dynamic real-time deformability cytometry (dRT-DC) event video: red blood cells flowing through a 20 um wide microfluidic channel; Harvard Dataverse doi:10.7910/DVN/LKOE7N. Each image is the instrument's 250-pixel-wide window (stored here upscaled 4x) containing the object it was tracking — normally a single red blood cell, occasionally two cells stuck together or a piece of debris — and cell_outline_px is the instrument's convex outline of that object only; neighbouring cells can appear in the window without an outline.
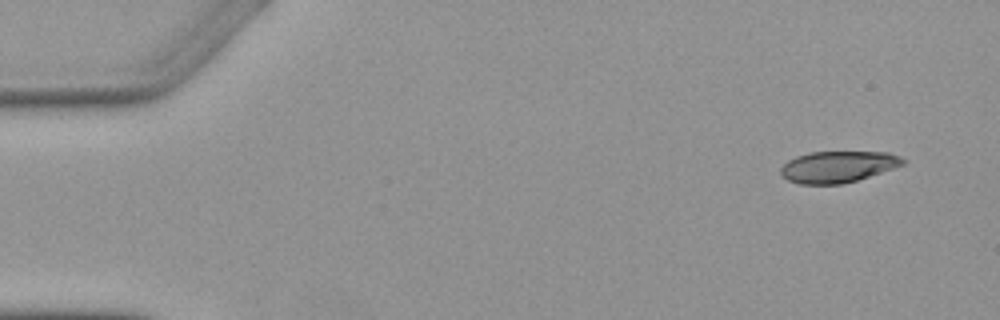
{"species": "Egyptian fruit bat (a non-hibernating species)", "species_latin": "Rousettus aegyptiacus", "temperature_condition": "warm", "stored_images_in_passage": 6, "camera_frame_rate_fps": 3000, "um_per_image_px": 0.085, "animal": {"sex": "female"}, "frame": {"image": 1, "passage_image": 1, "time_ms": 0.0, "image_size_px": [1000, 320], "cell_outline_px": [[908, 160], [904, 164], [856, 180], [840, 184], [800, 184], [788, 180], [780, 176], [780, 168], [788, 160], [796, 156], [808, 152], [888, 152], [900, 156]], "centroid_in_image_um": [71.19, 14.16], "position_along_channel_um": 13.8, "area_um2": 22.31}}
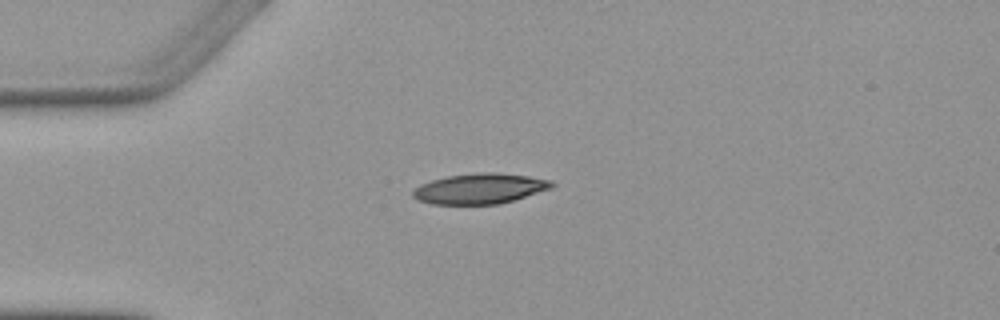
{"frame": {"image": 2, "passage_image": 3, "time_ms": 3.333, "image_size_px": [1000, 320], "cell_outline_px": [[556, 184], [552, 188], [500, 204], [432, 204], [420, 200], [412, 196], [412, 192], [420, 184], [432, 180], [448, 176], [476, 172], [496, 172], [528, 176], [552, 180]], "centroid_in_image_um": [40.81, 16.02], "position_along_channel_um": 44.2, "area_um2": 24.57}}
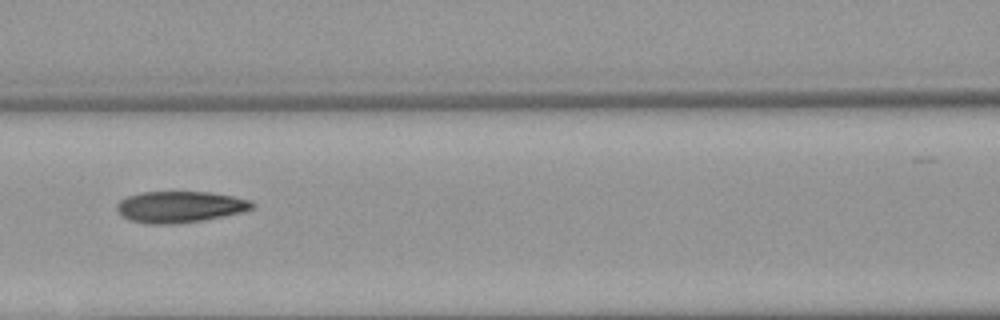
{"frame": {"image": 3, "passage_image": 6, "time_ms": 6.667, "image_size_px": [1000, 320], "cell_outline_px": [[256, 208], [244, 212], [204, 220], [168, 224], [148, 224], [128, 220], [120, 216], [116, 212], [116, 204], [120, 200], [128, 196], [144, 192], [208, 192], [232, 196], [248, 200], [256, 204]], "centroid_in_image_um": [15.28, 17.59], "position_along_channel_um": 151.3, "area_um2": 24.91}}